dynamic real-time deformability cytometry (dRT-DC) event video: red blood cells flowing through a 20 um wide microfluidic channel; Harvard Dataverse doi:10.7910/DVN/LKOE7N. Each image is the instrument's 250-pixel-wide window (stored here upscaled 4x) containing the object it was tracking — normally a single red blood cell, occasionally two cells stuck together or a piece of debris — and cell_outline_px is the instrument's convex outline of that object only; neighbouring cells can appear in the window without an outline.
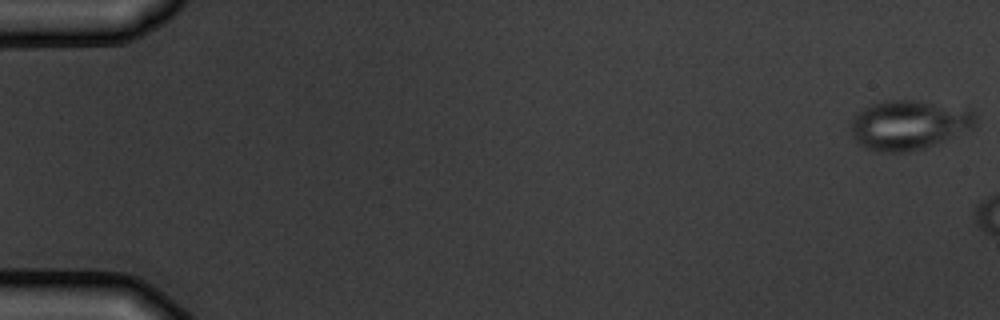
{"species": "common noctule bat (a hibernating species)", "species_latin": "Nyctalus noctula", "temperature_condition": "warm", "stored_images_in_passage": 3, "camera_frame_rate_fps": 3000, "um_per_image_px": 0.085, "animal": {"sex": "male", "body_mass_g": 19.5, "forearm_length_mm": 54.6}, "frame": {"image": 1, "passage_image": 1, "time_ms": 0.0, "image_size_px": [1000, 320], "cell_outline_px": [[976, 124], [972, 128], [944, 140], [924, 148], [908, 152], [880, 152], [868, 148], [860, 144], [852, 136], [852, 116], [872, 104], [884, 100], [916, 100], [968, 108], [976, 116]], "centroid_in_image_um": [77.26, 10.6], "position_along_channel_um": 7.7, "area_um2": 35.78}}